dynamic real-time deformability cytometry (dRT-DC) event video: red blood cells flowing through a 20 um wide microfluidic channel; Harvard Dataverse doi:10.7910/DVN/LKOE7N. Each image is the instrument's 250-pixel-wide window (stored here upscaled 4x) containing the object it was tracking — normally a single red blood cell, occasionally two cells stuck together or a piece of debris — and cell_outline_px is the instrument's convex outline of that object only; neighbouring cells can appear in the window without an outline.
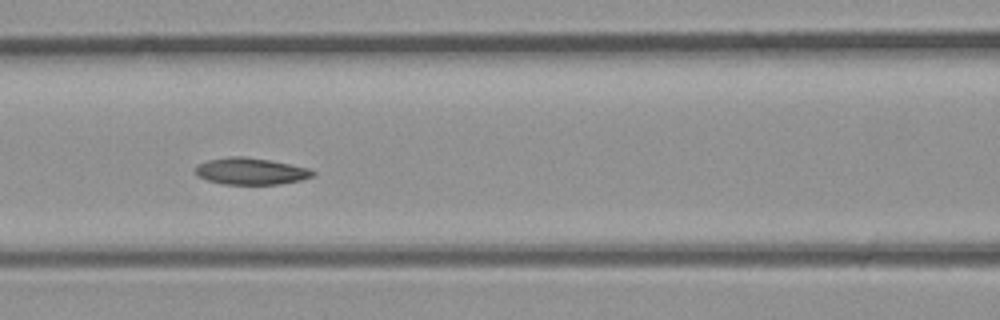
{"species": "common noctule bat (a hibernating species)", "species_latin": "Nyctalus noctula", "temperature_condition": "room temperature", "stored_images_in_passage": 29, "camera_frame_rate_fps": 3000, "um_per_image_px": 0.085, "animal": {"sex": "male", "body_mass_g": 23.1, "forearm_length_mm": 52.7}, "frame": {"image": 1, "passage_image": 8, "time_ms": 2.333, "image_size_px": [1000, 320], "cell_outline_px": [[316, 172], [312, 176], [300, 180], [280, 184], [224, 184], [208, 180], [196, 176], [196, 164], [208, 160], [228, 156], [244, 156], [272, 160], [308, 168]], "centroid_in_image_um": [21.29, 14.54], "position_along_channel_um": 145.3, "area_um2": 18.32}}
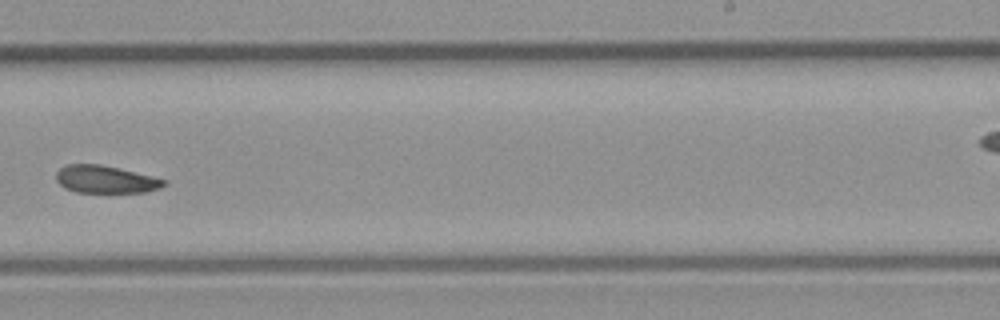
{"frame": {"image": 2, "passage_image": 15, "time_ms": 4.667, "image_size_px": [1000, 320], "cell_outline_px": [[164, 184], [148, 192], [76, 192], [64, 188], [56, 180], [56, 172], [60, 168], [68, 164], [100, 164], [120, 168], [152, 176], [164, 180]], "centroid_in_image_um": [8.9, 15.24], "position_along_channel_um": 280.1, "area_um2": 17.11}}
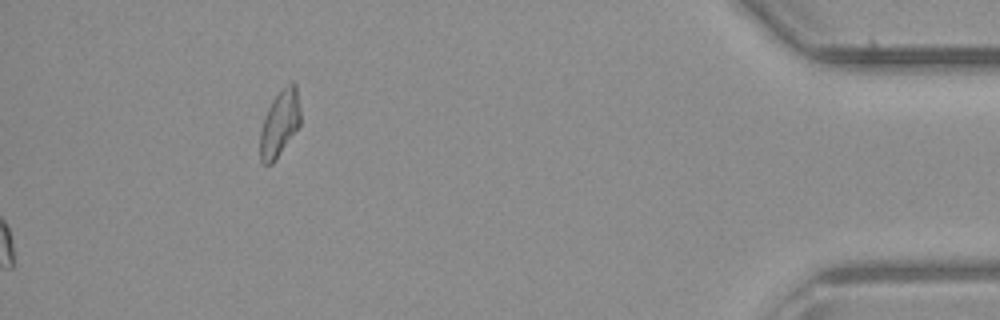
{"frame": {"image": 3, "passage_image": 29, "time_ms": 9.333, "image_size_px": [1000, 320], "cell_outline_px": [[300, 124], [276, 160], [272, 164], [264, 164], [260, 160], [260, 132], [264, 116], [272, 100], [292, 80], [296, 84], [300, 108]], "centroid_in_image_um": [23.77, 10.51], "position_along_channel_um": 411.4, "area_um2": 15.49}}